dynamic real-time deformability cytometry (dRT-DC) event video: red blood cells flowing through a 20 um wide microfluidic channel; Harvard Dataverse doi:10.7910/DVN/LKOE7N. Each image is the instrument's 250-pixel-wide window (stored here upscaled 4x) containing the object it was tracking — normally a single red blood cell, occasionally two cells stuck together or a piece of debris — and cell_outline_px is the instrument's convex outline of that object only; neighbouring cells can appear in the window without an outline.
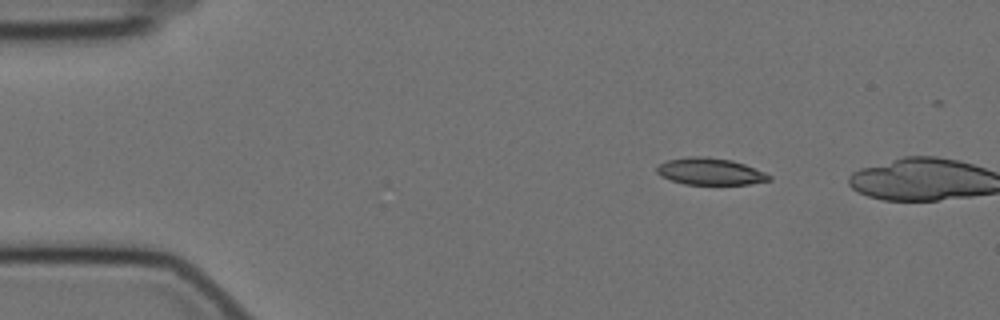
{"species": "Egyptian fruit bat (a non-hibernating species)", "species_latin": "Rousettus aegyptiacus", "temperature_condition": "cold", "stored_images_in_passage": 2, "camera_frame_rate_fps": 3000, "um_per_image_px": 0.085, "animal": {"sex": "female"}, "frame": {"image": 1, "passage_image": 1, "time_ms": 0.0, "image_size_px": [1000, 320], "cell_outline_px": [[772, 180], [748, 184], [684, 184], [660, 176], [656, 172], [656, 168], [660, 164], [668, 160], [692, 156], [708, 156], [732, 160], [744, 164], [764, 172], [772, 176]], "centroid_in_image_um": [60.37, 14.57], "position_along_channel_um": 24.6, "area_um2": 17.51}}